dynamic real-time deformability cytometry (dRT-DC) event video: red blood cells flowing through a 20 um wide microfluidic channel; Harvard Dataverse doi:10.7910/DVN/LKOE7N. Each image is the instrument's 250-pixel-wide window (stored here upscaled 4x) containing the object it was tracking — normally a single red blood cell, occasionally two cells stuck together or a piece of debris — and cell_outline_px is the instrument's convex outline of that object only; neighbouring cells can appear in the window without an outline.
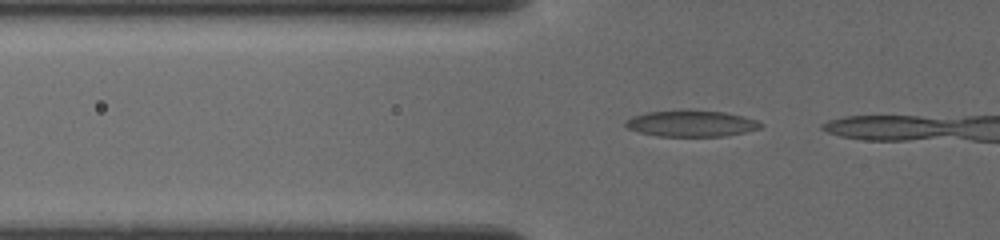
{"species": "common noctule bat (a hibernating species)", "species_latin": "Nyctalus noctula", "temperature_condition": "cold", "stored_images_in_passage": 12, "camera_frame_rate_fps": 3000, "um_per_image_px": 0.085, "animal": {"sex": "female", "body_mass_g": 19.5, "forearm_length_mm": 54.1}, "frame": {"image": 1, "passage_image": 7, "time_ms": 0.667, "image_size_px": [1000, 240], "cell_outline_px": [[764, 128], [724, 136], [656, 136], [640, 132], [628, 128], [624, 124], [632, 116], [648, 112], [724, 112], [744, 116], [756, 120], [764, 124]], "centroid_in_image_um": [58.82, 10.53], "position_along_channel_um": 67.0, "area_um2": 20.0}}